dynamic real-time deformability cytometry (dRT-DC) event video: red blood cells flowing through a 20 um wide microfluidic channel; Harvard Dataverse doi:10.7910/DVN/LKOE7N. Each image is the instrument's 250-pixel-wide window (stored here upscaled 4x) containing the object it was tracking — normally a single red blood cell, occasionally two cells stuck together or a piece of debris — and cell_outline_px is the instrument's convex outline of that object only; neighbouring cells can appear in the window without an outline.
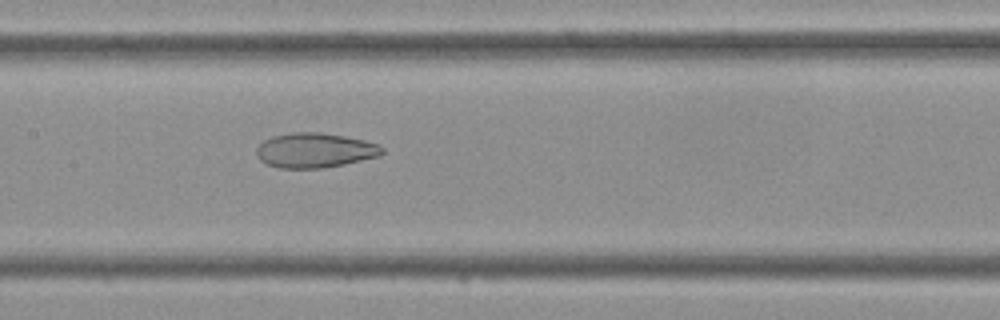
{"species": "Egyptian fruit bat (a non-hibernating species)", "species_latin": "Rousettus aegyptiacus", "temperature_condition": "cold", "stored_images_in_passage": 30, "camera_frame_rate_fps": 3000, "um_per_image_px": 0.085, "frame": {"image": 1, "passage_image": 8, "time_ms": 2.333, "image_size_px": [1000, 320], "cell_outline_px": [[384, 152], [380, 156], [344, 164], [320, 168], [280, 168], [268, 164], [260, 160], [256, 156], [256, 148], [264, 140], [272, 136], [292, 132], [320, 132], [344, 136], [364, 140], [380, 144], [384, 148]], "centroid_in_image_um": [26.77, 12.77], "position_along_channel_um": 180.6, "area_um2": 25.55}}
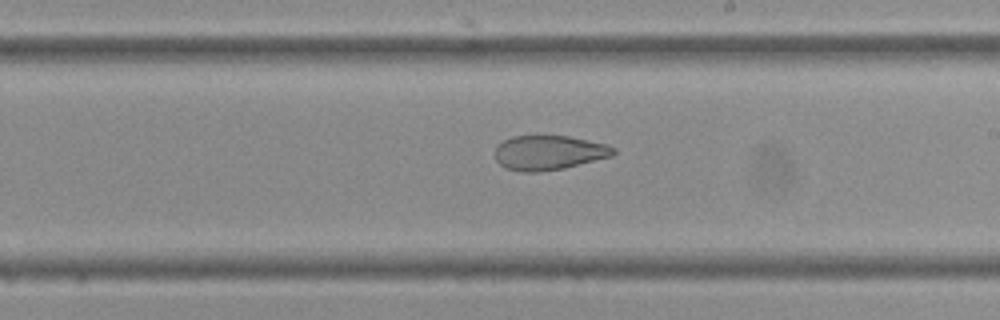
{"frame": {"image": 2, "passage_image": 12, "time_ms": 3.667, "image_size_px": [1000, 320], "cell_outline_px": [[616, 152], [612, 156], [564, 168], [540, 172], [520, 172], [504, 168], [496, 160], [496, 144], [512, 136], [568, 136], [608, 144], [616, 148]], "centroid_in_image_um": [46.65, 12.98], "position_along_channel_um": 242.4, "area_um2": 23.99}}
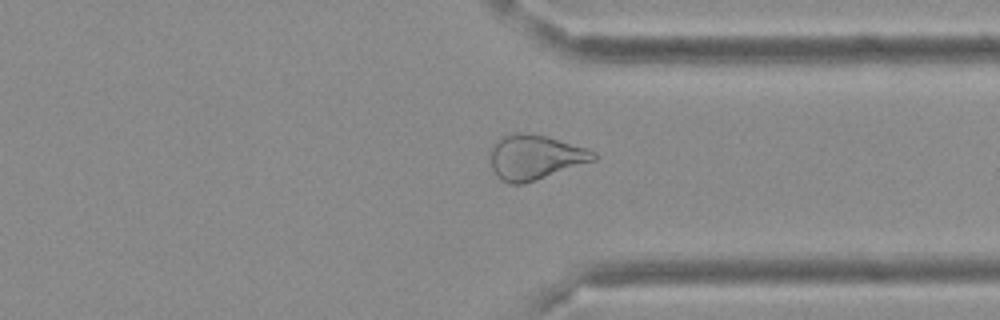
{"frame": {"image": 3, "passage_image": 20, "time_ms": 6.333, "image_size_px": [1000, 320], "cell_outline_px": [[596, 160], [524, 184], [508, 184], [500, 180], [496, 176], [492, 168], [492, 148], [496, 140], [504, 136], [516, 132], [528, 132], [548, 136], [588, 148], [596, 152]], "centroid_in_image_um": [45.5, 13.36], "position_along_channel_um": 365.9, "area_um2": 27.11}}